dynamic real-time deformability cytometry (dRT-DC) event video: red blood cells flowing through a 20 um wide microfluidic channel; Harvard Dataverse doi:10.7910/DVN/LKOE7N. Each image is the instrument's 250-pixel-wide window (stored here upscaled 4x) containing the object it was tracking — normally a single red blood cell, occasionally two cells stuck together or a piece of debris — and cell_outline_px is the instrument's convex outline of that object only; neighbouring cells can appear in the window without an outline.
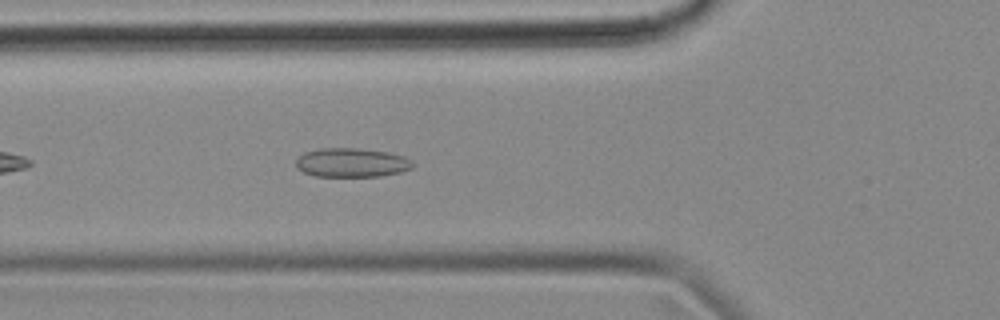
{"species": "common noctule bat (a hibernating species)", "species_latin": "Nyctalus noctula", "temperature_condition": "cold", "stored_images_in_passage": 42, "camera_frame_rate_fps": 3000, "um_per_image_px": 0.085, "animal": {"sex": "female", "body_mass_g": 18.4}, "frame": {"image": 1, "passage_image": 7, "time_ms": 2.0, "image_size_px": [1000, 320], "cell_outline_px": [[412, 168], [400, 172], [380, 176], [316, 176], [304, 172], [296, 168], [296, 160], [304, 152], [320, 148], [360, 148], [388, 152], [404, 156], [412, 160]], "centroid_in_image_um": [29.89, 13.81], "position_along_channel_um": 95.9, "area_um2": 19.77}, "authors_computed_cell_mechanics": {"area_um2": 18.5538, "velocity_mm_per_s": 3.6401, "shape_relaxation_time_tau1_ms": null, "shape_relaxation_time_tau2_ms": 3.3916, "deformation_change_tau1": null, "deformation_change_tau2": 0.0961}}